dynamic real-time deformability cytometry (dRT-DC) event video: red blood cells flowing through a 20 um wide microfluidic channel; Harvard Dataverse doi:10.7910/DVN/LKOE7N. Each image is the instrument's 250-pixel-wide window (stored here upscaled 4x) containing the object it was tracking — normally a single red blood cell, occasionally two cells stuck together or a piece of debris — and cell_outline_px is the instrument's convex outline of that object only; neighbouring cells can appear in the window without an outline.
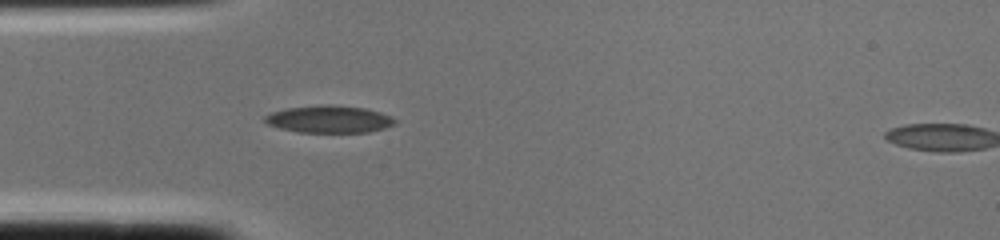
{"species": "common noctule bat (a hibernating species)", "species_latin": "Nyctalus noctula", "temperature_condition": "cold", "stored_images_in_passage": 3, "segment_of_instrument_passage": [1, 2], "camera_frame_rate_fps": 3000, "um_per_image_px": 0.085, "animal": {"sex": "female", "body_mass_g": 22.0, "forearm_length_mm": 56.7}, "frame": {"image": 1, "passage_image": 2, "time_ms": 0.333, "image_size_px": [1000, 240], "cell_outline_px": [[396, 124], [384, 128], [368, 132], [300, 132], [280, 128], [268, 124], [264, 120], [264, 116], [272, 112], [288, 108], [324, 104], [332, 104], [364, 108], [380, 112], [392, 116], [396, 120]], "centroid_in_image_um": [28.01, 10.12], "position_along_channel_um": 57.0, "area_um2": 20.63}}